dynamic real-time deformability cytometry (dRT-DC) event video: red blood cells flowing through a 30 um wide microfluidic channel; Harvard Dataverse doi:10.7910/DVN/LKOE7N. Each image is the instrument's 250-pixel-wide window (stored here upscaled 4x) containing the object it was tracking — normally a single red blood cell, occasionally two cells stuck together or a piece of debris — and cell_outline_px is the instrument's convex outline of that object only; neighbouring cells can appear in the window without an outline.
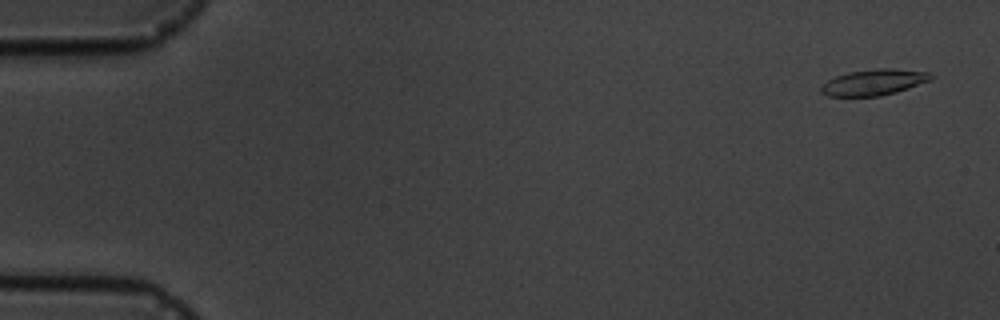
{"species": "common noctule bat (a hibernating species)", "species_latin": "Nyctalus noctula", "temperature_condition": "cold", "stored_images_in_passage": 16, "segment_of_instrument_passage": [1, 2], "camera_frame_rate_fps": 3000, "um_per_image_px": 0.085, "animal": {"sex": "male", "body_mass_g": 19.5, "forearm_length_mm": 54.6}, "frame": {"image": 1, "passage_image": 1, "time_ms": 0.0, "image_size_px": [1000, 320], "cell_outline_px": [[932, 80], [896, 92], [880, 96], [828, 96], [820, 92], [820, 84], [836, 76], [848, 72], [876, 68], [892, 68], [928, 72], [932, 76]], "centroid_in_image_um": [74.25, 6.99], "position_along_channel_um": 10.8, "area_um2": 16.7}}
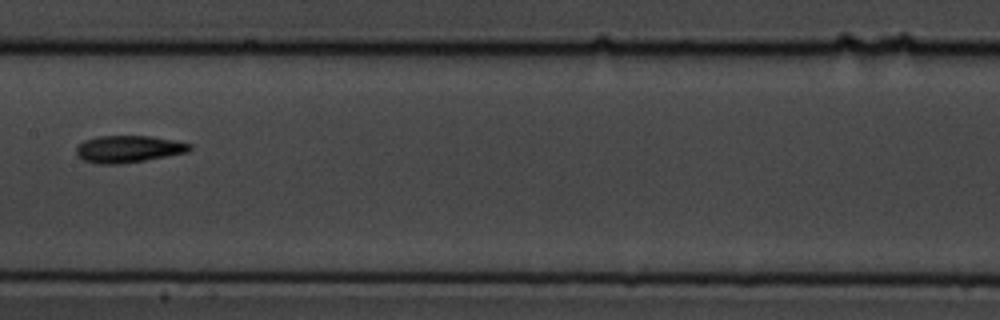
{"frame": {"image": 2, "passage_image": 8, "time_ms": 9.0, "image_size_px": [1000, 320], "cell_outline_px": [[192, 148], [188, 152], [144, 160], [120, 164], [96, 164], [84, 160], [76, 156], [76, 148], [84, 140], [96, 136], [152, 136], [176, 140], [192, 144]], "centroid_in_image_um": [10.91, 12.66], "position_along_channel_um": 196.5, "area_um2": 17.98}}
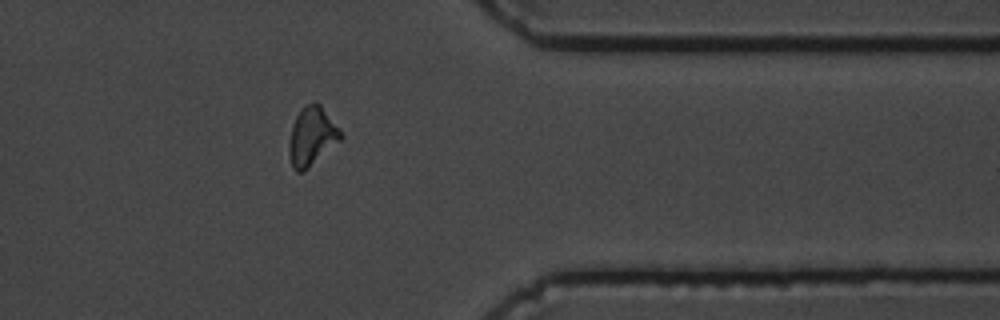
{"frame": {"image": 3, "passage_image": 13, "time_ms": 14.667, "image_size_px": [1000, 320], "cell_outline_px": [[344, 136], [340, 140], [300, 172], [296, 172], [292, 168], [288, 152], [288, 144], [292, 124], [296, 116], [304, 104], [316, 100], [320, 104]], "centroid_in_image_um": [26.46, 11.53], "position_along_channel_um": 384.9, "area_um2": 17.28}}